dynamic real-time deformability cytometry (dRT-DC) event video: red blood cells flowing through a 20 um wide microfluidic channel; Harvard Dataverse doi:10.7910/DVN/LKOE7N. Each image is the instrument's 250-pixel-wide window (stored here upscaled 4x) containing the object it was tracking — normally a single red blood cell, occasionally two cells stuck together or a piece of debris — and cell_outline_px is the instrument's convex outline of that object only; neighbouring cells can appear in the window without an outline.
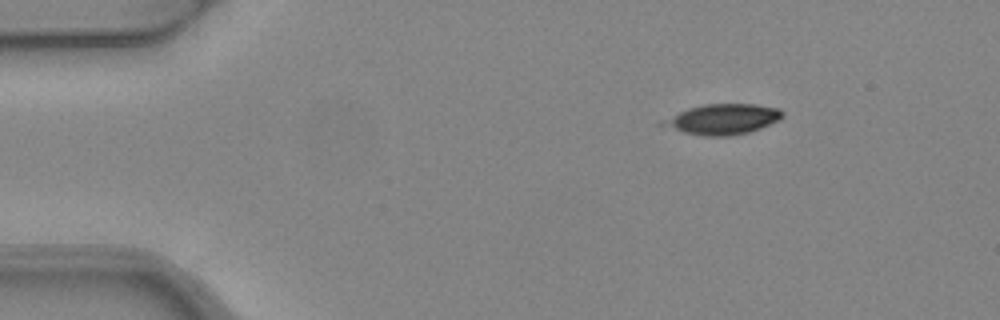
{"species": "common noctule bat (a hibernating species)", "species_latin": "Nyctalus noctula", "temperature_condition": "warm", "stored_images_in_passage": 3, "camera_frame_rate_fps": 3000, "um_per_image_px": 0.085, "animal": {"sex": "female", "body_mass_g": 24.6, "forearm_length_mm": 56.2}, "frame": {"image": 1, "passage_image": 1, "time_ms": 0.0, "image_size_px": [1000, 320], "cell_outline_px": [[784, 116], [780, 120], [760, 128], [748, 132], [732, 136], [704, 136], [684, 132], [656, 124], [660, 120], [688, 108], [704, 104], [756, 104], [780, 108], [784, 112]], "centroid_in_image_um": [61.43, 10.13], "position_along_channel_um": 23.6, "area_um2": 21.39}}